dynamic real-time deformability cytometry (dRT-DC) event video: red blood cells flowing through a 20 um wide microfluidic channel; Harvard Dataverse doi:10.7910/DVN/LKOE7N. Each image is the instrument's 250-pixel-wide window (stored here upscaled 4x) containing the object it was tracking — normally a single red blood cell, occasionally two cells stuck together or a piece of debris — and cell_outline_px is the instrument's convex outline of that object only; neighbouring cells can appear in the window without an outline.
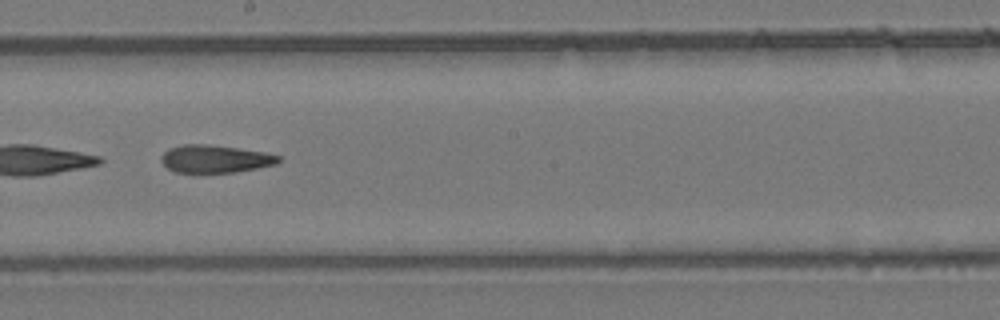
{"species": "common noctule bat (a hibernating species)", "species_latin": "Nyctalus noctula", "temperature_condition": "room temperature", "stored_images_in_passage": 52, "camera_frame_rate_fps": 3000, "um_per_image_px": 0.085, "animal": {"sex": "female", "body_mass_g": 24.6, "forearm_length_mm": 56.2}, "frame": {"image": 1, "passage_image": 30, "time_ms": 9.667, "image_size_px": [1000, 320], "cell_outline_px": [[280, 160], [276, 164], [236, 172], [176, 172], [168, 168], [160, 160], [160, 156], [168, 148], [184, 144], [208, 144], [264, 152], [280, 156]], "centroid_in_image_um": [18.25, 13.5], "position_along_channel_um": 229.9, "area_um2": 18.79}, "authors_computed_cell_mechanics": {"area_um2": 21.2126, "velocity_mm_per_s": 3.9423, "shape_relaxation_time_tau1_ms": null, "shape_relaxation_time_tau2_ms": 5.0556, "deformation_change_tau1": null, "deformation_change_tau2": 0.1616}}